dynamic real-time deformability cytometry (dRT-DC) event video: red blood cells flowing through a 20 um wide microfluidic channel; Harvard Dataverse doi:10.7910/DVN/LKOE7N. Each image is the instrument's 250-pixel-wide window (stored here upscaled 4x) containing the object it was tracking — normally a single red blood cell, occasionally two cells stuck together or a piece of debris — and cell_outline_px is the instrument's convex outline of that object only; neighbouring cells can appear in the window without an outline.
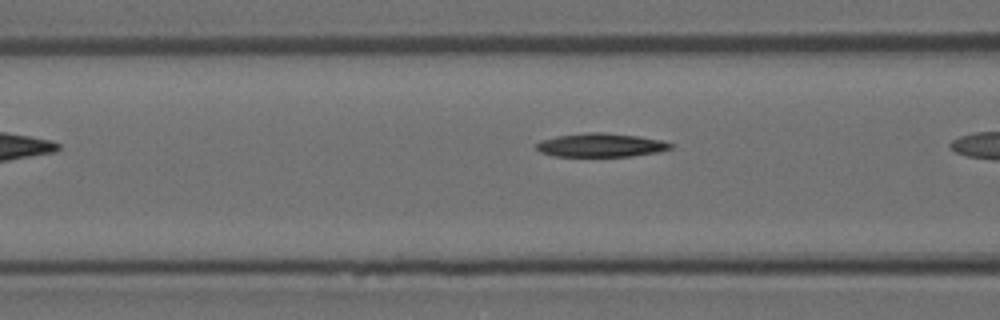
{"species": "Egyptian fruit bat (a non-hibernating species)", "species_latin": "Rousettus aegyptiacus", "temperature_condition": "room temperature", "stored_images_in_passage": 8, "camera_frame_rate_fps": 3000, "um_per_image_px": 0.085, "animal": {"sex": "female"}, "frame": {"image": 1, "passage_image": 6, "time_ms": 1.667, "image_size_px": [1000, 320], "cell_outline_px": [[672, 148], [660, 152], [632, 156], [552, 156], [540, 152], [536, 148], [536, 144], [540, 140], [556, 136], [588, 132], [604, 132], [636, 136], [660, 140], [672, 144]], "centroid_in_image_um": [51.04, 12.34], "position_along_channel_um": 115.6, "area_um2": 18.5}}
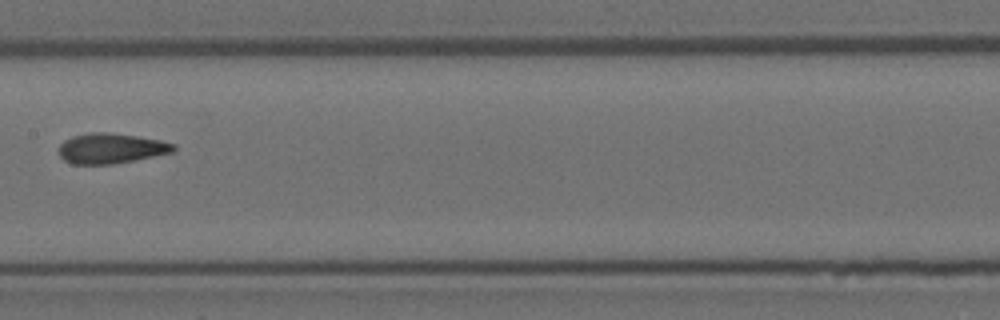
{"frame": {"image": 2, "passage_image": 8, "time_ms": 2.333, "image_size_px": [1000, 320], "cell_outline_px": [[176, 152], [112, 164], [72, 164], [64, 160], [60, 156], [60, 144], [64, 140], [72, 136], [92, 132], [108, 132], [136, 136], [160, 140], [176, 144]], "centroid_in_image_um": [9.46, 12.61], "position_along_channel_um": 197.9, "area_um2": 20.23}}